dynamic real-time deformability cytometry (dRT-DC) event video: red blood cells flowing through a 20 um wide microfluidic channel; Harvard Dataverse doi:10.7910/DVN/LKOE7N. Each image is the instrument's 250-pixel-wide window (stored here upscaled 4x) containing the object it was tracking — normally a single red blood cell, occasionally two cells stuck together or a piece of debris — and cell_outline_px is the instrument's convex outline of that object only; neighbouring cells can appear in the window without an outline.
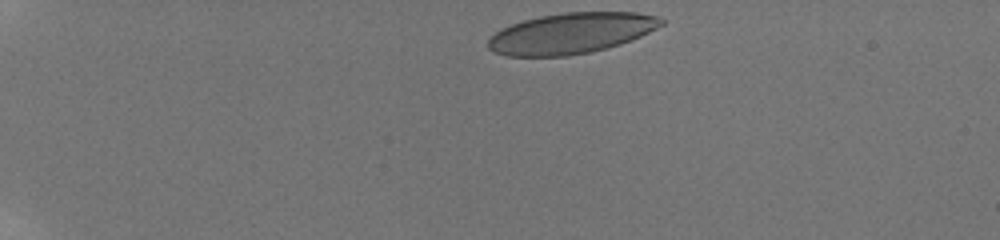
{"species": "human", "species_latin": "Homo sapiens", "temperature_condition": "room temperature", "stored_images_in_passage": 44, "camera_frame_rate_fps": 3000, "um_per_image_px": 0.085, "donor": {"sex": "male"}, "frame": {"image": 1, "passage_image": 1, "time_ms": 0.0, "image_size_px": [1000, 240], "cell_outline_px": [[664, 24], [640, 36], [620, 44], [588, 52], [568, 56], [504, 56], [492, 52], [488, 48], [488, 40], [496, 32], [512, 24], [524, 20], [540, 16], [564, 12], [636, 12], [660, 16], [664, 20]], "centroid_in_image_um": [48.54, 2.82], "position_along_channel_um": 36.5, "area_um2": 40.98}}
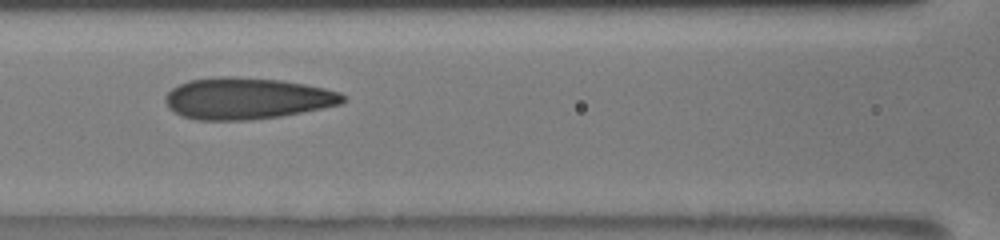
{"frame": {"image": 2, "passage_image": 17, "time_ms": 5.333, "image_size_px": [1000, 240], "cell_outline_px": [[348, 100], [340, 104], [324, 108], [280, 116], [248, 120], [196, 120], [184, 116], [168, 108], [164, 100], [164, 96], [172, 88], [188, 80], [220, 76], [232, 76], [280, 80], [304, 84], [324, 88], [340, 92]], "centroid_in_image_um": [20.98, 8.36], "position_along_channel_um": 145.6, "area_um2": 43.0}}
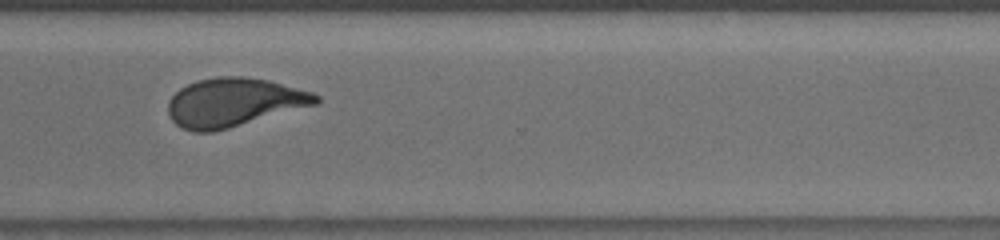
{"frame": {"image": 3, "passage_image": 33, "time_ms": 10.667, "image_size_px": [1000, 240], "cell_outline_px": [[320, 100], [316, 104], [228, 128], [212, 132], [192, 132], [180, 128], [168, 116], [168, 100], [180, 88], [196, 80], [220, 76], [248, 76], [268, 80], [312, 92], [320, 96]], "centroid_in_image_um": [19.83, 8.7], "position_along_channel_um": 350.8, "area_um2": 41.85}, "authors_computed_cell_mechanics": {"area_um2": 41.905, "velocity_mm_per_s": 3.8529, "shape_relaxation_time_tau1_ms": 7.4836, "shape_relaxation_time_tau2_ms": 1.0127, "deformation_change_tau1": 0.2017, "deformation_change_tau2": 0.0736}}